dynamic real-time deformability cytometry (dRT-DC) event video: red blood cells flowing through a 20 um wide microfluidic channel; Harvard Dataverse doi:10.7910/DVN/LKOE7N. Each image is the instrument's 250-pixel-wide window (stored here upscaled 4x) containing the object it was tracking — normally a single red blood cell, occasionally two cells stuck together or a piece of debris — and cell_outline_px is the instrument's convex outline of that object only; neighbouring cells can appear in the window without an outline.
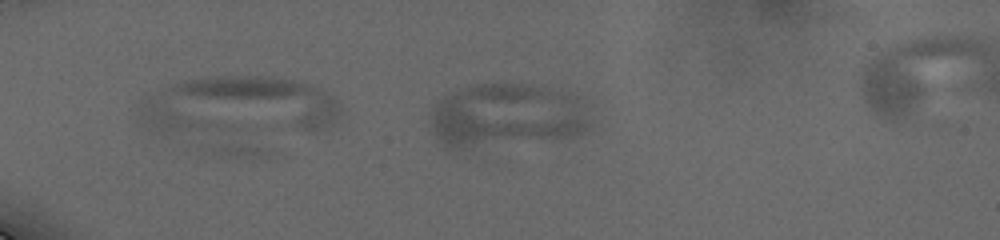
{"species": "human", "species_latin": "Homo sapiens", "temperature_condition": "cold", "stored_images_in_passage": 42, "camera_frame_rate_fps": 3000, "um_per_image_px": 0.085, "donor": {"sex": "male"}, "frame": {"image": 1, "passage_image": 1, "time_ms": 0.0, "image_size_px": [1000, 240], "cell_outline_px": [[588, 128], [584, 132], [576, 136], [460, 148], [452, 148], [444, 144], [436, 136], [432, 124], [432, 108], [444, 96], [472, 84], [524, 84], [548, 88], [580, 96], [584, 100], [588, 120]], "centroid_in_image_um": [43.1, 9.79], "position_along_channel_um": 41.9, "area_um2": 58.55}}
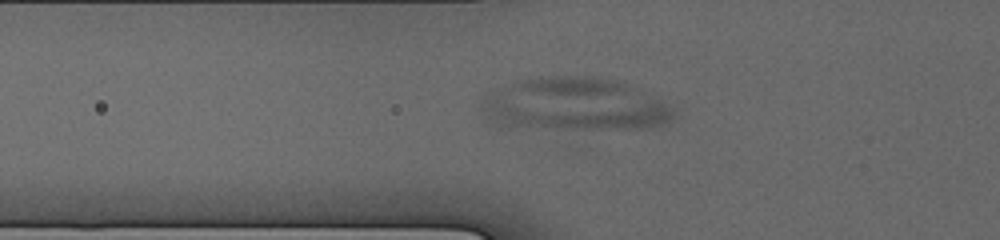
{"frame": {"image": 2, "passage_image": 10, "time_ms": 2.667, "image_size_px": [1000, 240], "cell_outline_px": [[676, 112], [664, 124], [652, 128], [492, 128], [484, 120], [480, 112], [480, 96], [488, 92], [520, 80], [540, 76], [596, 76], [620, 80], [676, 108]], "centroid_in_image_um": [48.68, 8.89], "position_along_channel_um": 77.1, "area_um2": 60.75}}